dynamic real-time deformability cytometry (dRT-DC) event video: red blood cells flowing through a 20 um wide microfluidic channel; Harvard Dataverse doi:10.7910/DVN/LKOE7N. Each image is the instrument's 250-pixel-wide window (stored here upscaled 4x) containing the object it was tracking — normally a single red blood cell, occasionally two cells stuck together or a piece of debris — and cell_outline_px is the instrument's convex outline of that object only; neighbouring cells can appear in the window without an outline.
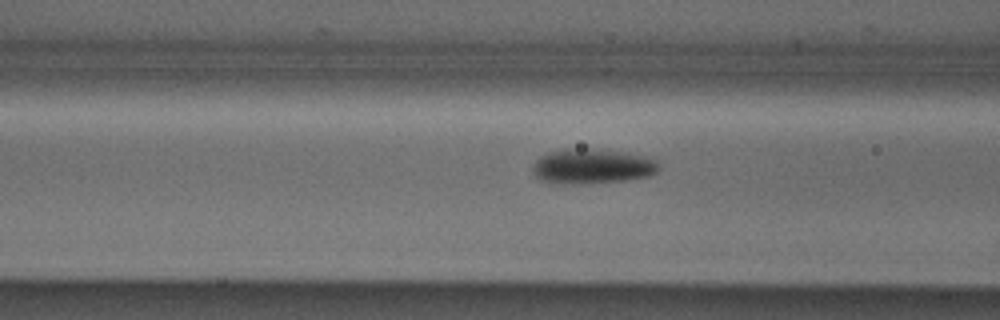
{"species": "Egyptian fruit bat (a non-hibernating species)", "species_latin": "Rousettus aegyptiacus", "temperature_condition": "cold", "stored_images_in_passage": 21, "camera_frame_rate_fps": 3000, "um_per_image_px": 0.085, "animal": {"sex": "male"}, "frame": {"image": 1, "passage_image": 15, "time_ms": 4.667, "image_size_px": [1000, 320], "cell_outline_px": [[660, 168], [656, 172], [648, 176], [624, 180], [584, 184], [556, 184], [540, 180], [532, 172], [532, 168], [536, 160], [540, 156], [548, 152], [568, 148], [592, 148], [624, 152], [652, 156], [660, 164]], "centroid_in_image_um": [50.35, 14.13], "position_along_channel_um": 116.3, "area_um2": 26.24}}
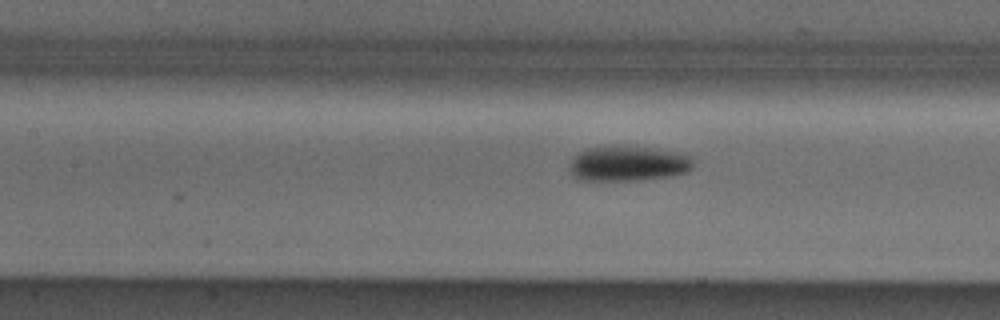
{"frame": {"image": 2, "passage_image": 18, "time_ms": 5.667, "image_size_px": [1000, 320], "cell_outline_px": [[692, 168], [684, 172], [672, 176], [636, 180], [580, 180], [568, 168], [576, 152], [588, 148], [612, 144], [628, 144], [656, 148], [676, 152], [692, 156]], "centroid_in_image_um": [53.37, 13.85], "position_along_channel_um": 154.0, "area_um2": 25.89}}